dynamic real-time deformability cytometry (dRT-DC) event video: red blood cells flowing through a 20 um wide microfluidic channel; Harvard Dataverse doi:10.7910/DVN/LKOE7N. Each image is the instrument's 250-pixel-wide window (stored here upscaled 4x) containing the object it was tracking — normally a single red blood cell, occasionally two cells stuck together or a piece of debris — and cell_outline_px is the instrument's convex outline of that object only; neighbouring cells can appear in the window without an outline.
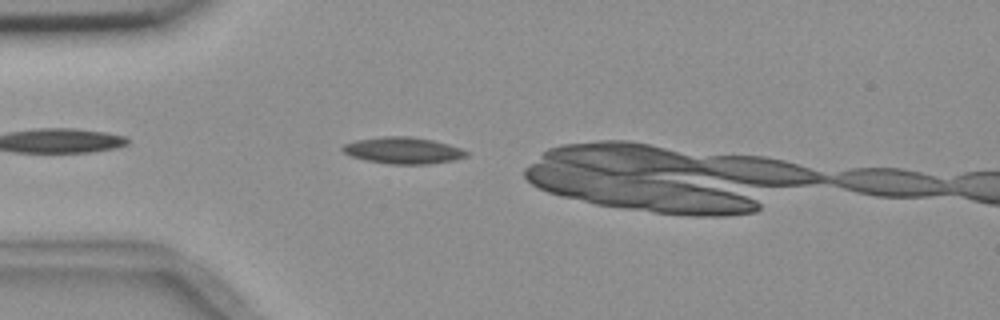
{"species": "common noctule bat (a hibernating species)", "species_latin": "Nyctalus noctula", "temperature_condition": "room temperature", "stored_images_in_passage": 3, "camera_frame_rate_fps": 3000, "um_per_image_px": 0.085, "animal": {"sex": "female", "body_mass_g": 18.4}, "frame": {"image": 1, "passage_image": 2, "time_ms": 1.0, "image_size_px": [1000, 320], "cell_outline_px": [[468, 156], [452, 160], [428, 164], [392, 164], [368, 160], [352, 156], [344, 152], [340, 148], [344, 144], [356, 140], [380, 136], [412, 136], [432, 140], [448, 144], [460, 148], [468, 152]], "centroid_in_image_um": [34.26, 12.77], "position_along_channel_um": 50.7, "area_um2": 19.02}}